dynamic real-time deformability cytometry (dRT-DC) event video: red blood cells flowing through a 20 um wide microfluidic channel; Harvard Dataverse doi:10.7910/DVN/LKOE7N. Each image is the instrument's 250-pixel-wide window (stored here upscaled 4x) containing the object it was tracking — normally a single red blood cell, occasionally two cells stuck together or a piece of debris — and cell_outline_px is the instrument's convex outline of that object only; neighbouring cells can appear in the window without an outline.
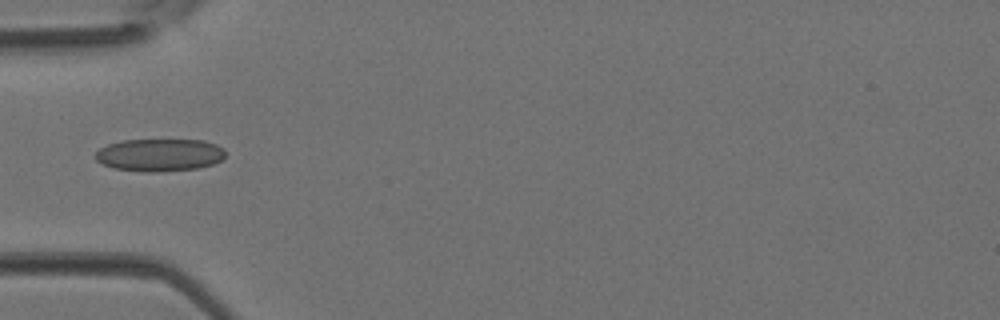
{"species": "Egyptian fruit bat (a non-hibernating species)", "species_latin": "Rousettus aegyptiacus", "temperature_condition": "room temperature", "stored_images_in_passage": 2, "camera_frame_rate_fps": 3000, "um_per_image_px": 0.085, "animal": {"sex": "female"}, "frame": {"image": 1, "passage_image": 2, "time_ms": 0.333, "image_size_px": [1000, 320], "cell_outline_px": [[224, 156], [220, 160], [212, 164], [196, 168], [160, 172], [144, 172], [112, 168], [96, 160], [96, 152], [100, 148], [108, 144], [120, 140], [204, 140], [216, 144], [224, 148]], "centroid_in_image_um": [13.55, 13.17], "position_along_channel_um": 71.5, "area_um2": 24.68}}